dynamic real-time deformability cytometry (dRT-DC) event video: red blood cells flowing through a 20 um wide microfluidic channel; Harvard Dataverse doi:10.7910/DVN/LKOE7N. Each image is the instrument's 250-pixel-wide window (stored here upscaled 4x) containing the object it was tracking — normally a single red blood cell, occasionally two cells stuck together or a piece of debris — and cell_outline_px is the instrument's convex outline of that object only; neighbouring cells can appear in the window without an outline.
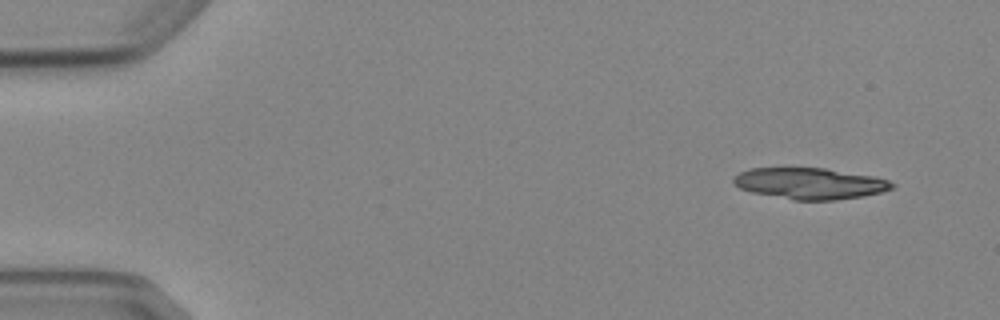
{"species": "Egyptian fruit bat (a non-hibernating species)", "species_latin": "Rousettus aegyptiacus", "temperature_condition": "cold", "stored_images_in_passage": 6, "segment_of_instrument_passage": [1, 2], "camera_frame_rate_fps": 3000, "um_per_image_px": 0.085, "animal": {"sex": "female"}, "frame": {"image": 1, "passage_image": 1, "time_ms": 0.0, "image_size_px": [1000, 320], "cell_outline_px": [[896, 188], [864, 196], [836, 200], [792, 200], [752, 192], [740, 188], [732, 184], [732, 176], [748, 168], [824, 168], [872, 176], [888, 180], [896, 184]], "centroid_in_image_um": [68.82, 15.6], "position_along_channel_um": 16.2, "area_um2": 29.02}}